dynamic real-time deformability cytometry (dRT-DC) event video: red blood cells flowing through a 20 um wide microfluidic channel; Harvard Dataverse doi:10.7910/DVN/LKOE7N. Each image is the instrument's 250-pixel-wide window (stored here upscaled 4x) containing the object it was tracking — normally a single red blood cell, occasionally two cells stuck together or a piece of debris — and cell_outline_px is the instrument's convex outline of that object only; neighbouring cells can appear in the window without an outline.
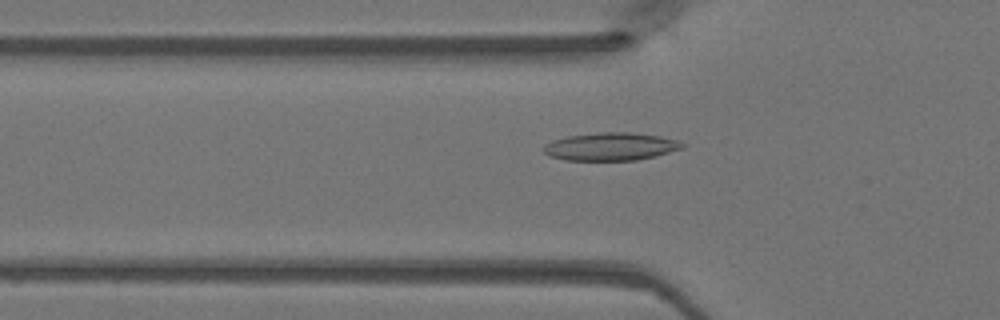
{"species": "Egyptian fruit bat (a non-hibernating species)", "species_latin": "Rousettus aegyptiacus", "temperature_condition": "warm", "stored_images_in_passage": 48, "camera_frame_rate_fps": 3000, "um_per_image_px": 0.085, "animal": {"sex": "female"}, "frame": {"image": 1, "passage_image": 16, "time_ms": 5.0, "image_size_px": [1000, 320], "cell_outline_px": [[688, 144], [684, 148], [656, 156], [636, 160], [568, 160], [548, 156], [544, 152], [544, 144], [552, 140], [568, 136], [600, 132], [628, 132], [660, 136], [676, 140]], "centroid_in_image_um": [51.94, 12.46], "position_along_channel_um": 73.9, "area_um2": 22.6}}
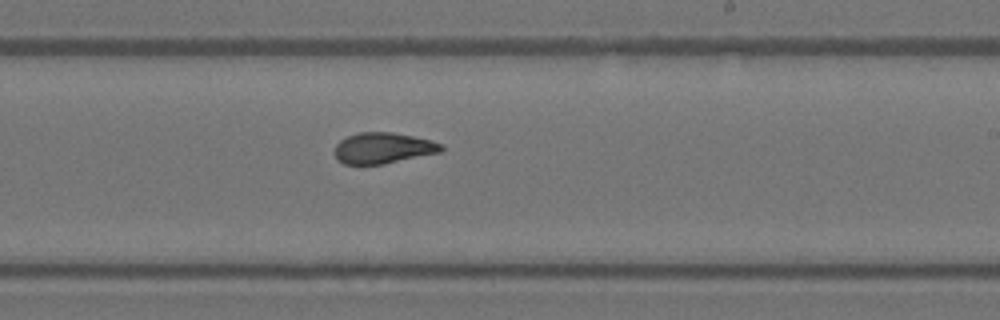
{"frame": {"image": 2, "passage_image": 29, "time_ms": 9.333, "image_size_px": [1000, 320], "cell_outline_px": [[444, 148], [440, 152], [384, 164], [344, 164], [336, 160], [336, 144], [340, 140], [356, 132], [392, 132], [432, 140], [444, 144]], "centroid_in_image_um": [32.57, 12.58], "position_along_channel_um": 256.4, "area_um2": 19.25}}
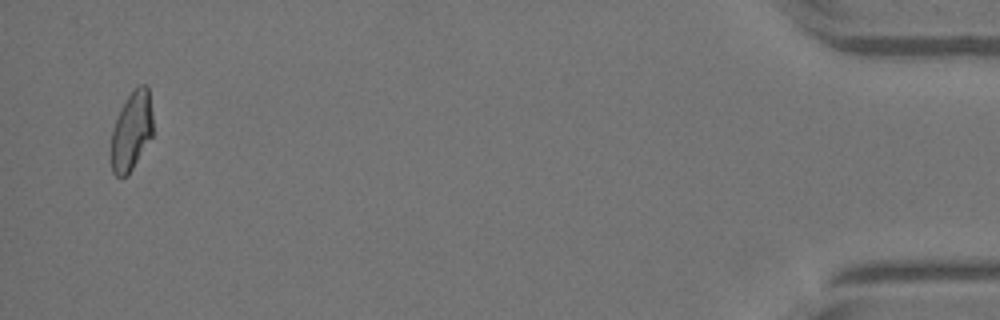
{"frame": {"image": 3, "passage_image": 47, "time_ms": 15.333, "image_size_px": [1000, 320], "cell_outline_px": [[152, 136], [128, 176], [116, 176], [112, 172], [112, 128], [128, 96], [140, 84], [148, 84], [152, 112]], "centroid_in_image_um": [11.2, 11.14], "position_along_channel_um": 424.0, "area_um2": 18.9}}